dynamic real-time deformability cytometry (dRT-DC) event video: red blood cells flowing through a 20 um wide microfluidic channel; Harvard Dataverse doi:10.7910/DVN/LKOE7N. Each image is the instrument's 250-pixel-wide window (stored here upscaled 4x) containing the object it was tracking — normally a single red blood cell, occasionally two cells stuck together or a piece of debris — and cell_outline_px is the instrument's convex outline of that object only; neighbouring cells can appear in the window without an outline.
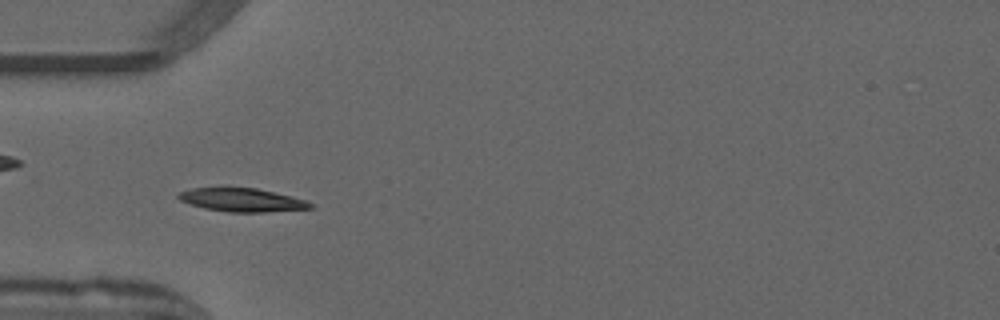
{"species": "common noctule bat (a hibernating species)", "species_latin": "Nyctalus noctula", "temperature_condition": "warm", "stored_images_in_passage": 51, "camera_frame_rate_fps": 3000, "um_per_image_px": 0.085, "animal": {"sex": "male", "forearm_length_mm": 52.5}, "frame": {"image": 1, "passage_image": 15, "time_ms": 4.667, "image_size_px": [1000, 320], "cell_outline_px": [[312, 208], [264, 212], [228, 212], [204, 208], [180, 200], [176, 196], [180, 192], [192, 188], [220, 184], [256, 188], [292, 196], [308, 200], [312, 204]], "centroid_in_image_um": [20.51, 16.94], "position_along_channel_um": 64.5, "area_um2": 18.73}}
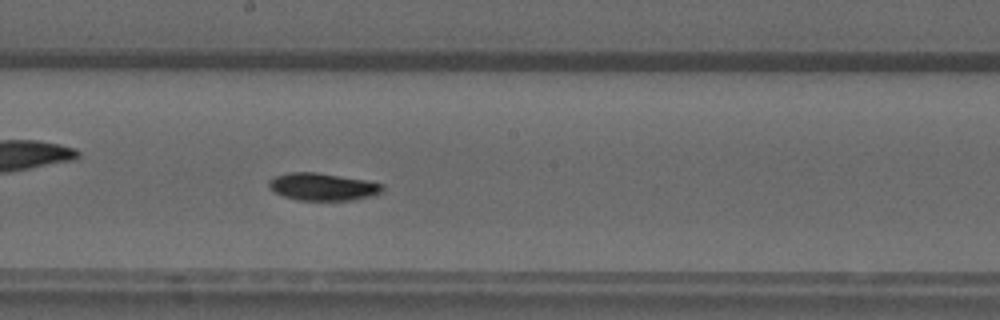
{"frame": {"image": 2, "passage_image": 27, "time_ms": 8.667, "image_size_px": [1000, 320], "cell_outline_px": [[384, 192], [376, 196], [352, 200], [300, 200], [284, 196], [268, 188], [268, 184], [276, 176], [288, 172], [316, 172], [364, 180], [384, 184]], "centroid_in_image_um": [27.5, 15.88], "position_along_channel_um": 220.7, "area_um2": 18.15}}
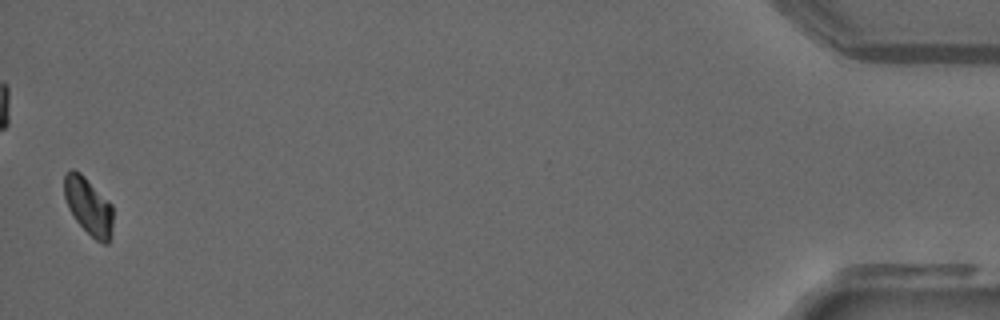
{"frame": {"image": 3, "passage_image": 50, "time_ms": 16.333, "image_size_px": [1000, 320], "cell_outline_px": [[112, 232], [108, 244], [104, 244], [96, 240], [76, 220], [68, 208], [64, 196], [64, 176], [72, 168], [80, 172], [112, 204]], "centroid_in_image_um": [7.52, 17.52], "position_along_channel_um": 427.7, "area_um2": 16.13}, "authors_computed_cell_mechanics": {"area_um2": 17.1088, "velocity_mm_per_s": 3.9301, "shape_relaxation_time_tau1_ms": 6.5244, "shape_relaxation_time_tau2_ms": null, "deformation_change_tau1": 0.169, "deformation_change_tau2": null}}